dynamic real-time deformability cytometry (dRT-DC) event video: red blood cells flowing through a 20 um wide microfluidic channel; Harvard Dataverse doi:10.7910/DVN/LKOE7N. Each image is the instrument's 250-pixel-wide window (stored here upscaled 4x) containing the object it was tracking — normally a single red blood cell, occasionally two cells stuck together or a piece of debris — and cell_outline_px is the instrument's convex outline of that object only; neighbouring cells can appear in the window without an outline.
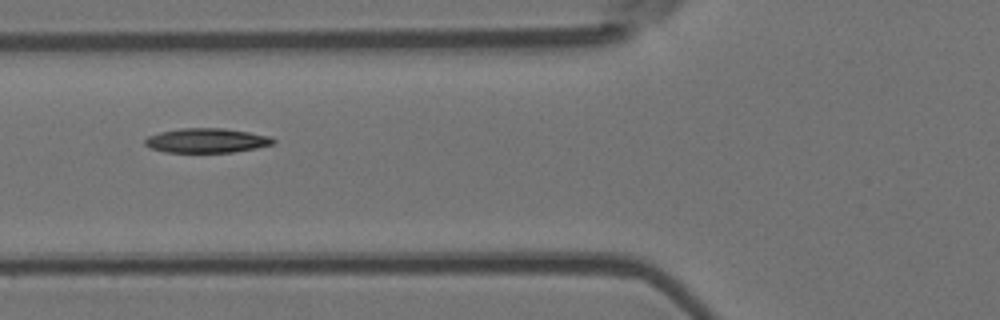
{"species": "Egyptian fruit bat (a non-hibernating species)", "species_latin": "Rousettus aegyptiacus", "temperature_condition": "room temperature", "stored_images_in_passage": 5, "camera_frame_rate_fps": 3000, "um_per_image_px": 0.085, "animal": {"sex": "female"}, "frame": {"image": 1, "passage_image": 3, "time_ms": 0.667, "image_size_px": [1000, 320], "cell_outline_px": [[276, 140], [272, 144], [256, 148], [232, 152], [164, 152], [148, 148], [144, 144], [144, 140], [148, 136], [160, 132], [180, 128], [224, 128], [272, 136]], "centroid_in_image_um": [17.54, 11.94], "position_along_channel_um": 108.3, "area_um2": 18.38}}
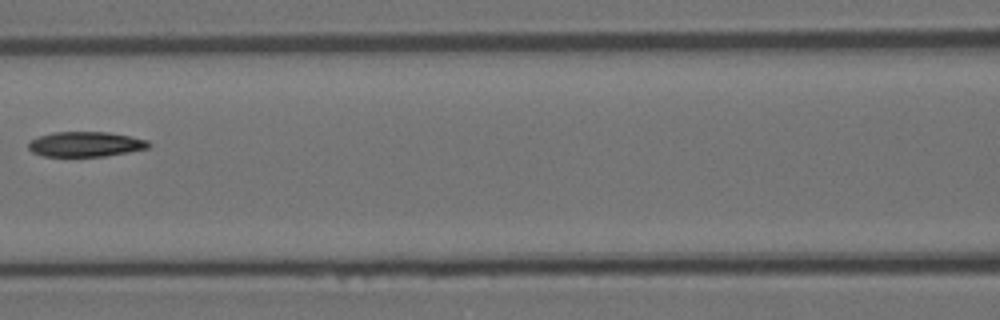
{"frame": {"image": 2, "passage_image": 4, "time_ms": 1.0, "image_size_px": [1000, 320], "cell_outline_px": [[152, 144], [148, 148], [128, 152], [104, 156], [40, 156], [32, 152], [28, 148], [28, 144], [32, 140], [40, 136], [56, 132], [108, 132], [148, 140]], "centroid_in_image_um": [7.28, 12.26], "position_along_channel_um": 159.3, "area_um2": 17.4}}
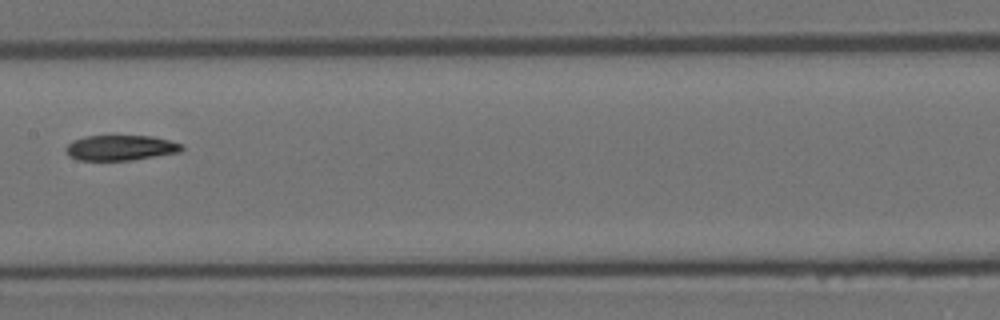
{"frame": {"image": 3, "passage_image": 5, "time_ms": 1.333, "image_size_px": [1000, 320], "cell_outline_px": [[184, 148], [180, 152], [132, 160], [76, 160], [68, 156], [64, 152], [64, 148], [72, 140], [84, 136], [152, 136], [184, 144]], "centroid_in_image_um": [10.21, 12.56], "position_along_channel_um": 197.2, "area_um2": 17.28}}